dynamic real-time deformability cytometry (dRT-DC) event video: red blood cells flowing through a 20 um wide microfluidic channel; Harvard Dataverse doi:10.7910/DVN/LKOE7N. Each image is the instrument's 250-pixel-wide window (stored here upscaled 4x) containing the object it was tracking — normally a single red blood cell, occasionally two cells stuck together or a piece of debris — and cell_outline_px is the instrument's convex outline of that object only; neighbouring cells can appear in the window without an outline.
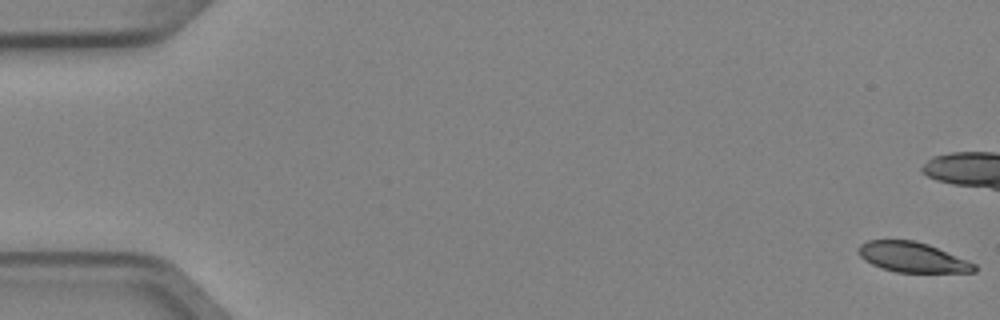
{"species": "Egyptian fruit bat (a non-hibernating species)", "species_latin": "Rousettus aegyptiacus", "temperature_condition": "cold", "stored_images_in_passage": 6, "camera_frame_rate_fps": 3000, "um_per_image_px": 0.085, "animal": {"sex": "female"}, "frame": {"image": 1, "passage_image": 1, "time_ms": 0.0, "image_size_px": [1000, 320], "cell_outline_px": [[976, 272], [896, 272], [872, 264], [864, 260], [856, 252], [860, 244], [868, 240], [912, 240], [928, 244], [968, 260], [976, 264]], "centroid_in_image_um": [77.55, 21.86], "position_along_channel_um": 7.5, "area_um2": 20.23}}